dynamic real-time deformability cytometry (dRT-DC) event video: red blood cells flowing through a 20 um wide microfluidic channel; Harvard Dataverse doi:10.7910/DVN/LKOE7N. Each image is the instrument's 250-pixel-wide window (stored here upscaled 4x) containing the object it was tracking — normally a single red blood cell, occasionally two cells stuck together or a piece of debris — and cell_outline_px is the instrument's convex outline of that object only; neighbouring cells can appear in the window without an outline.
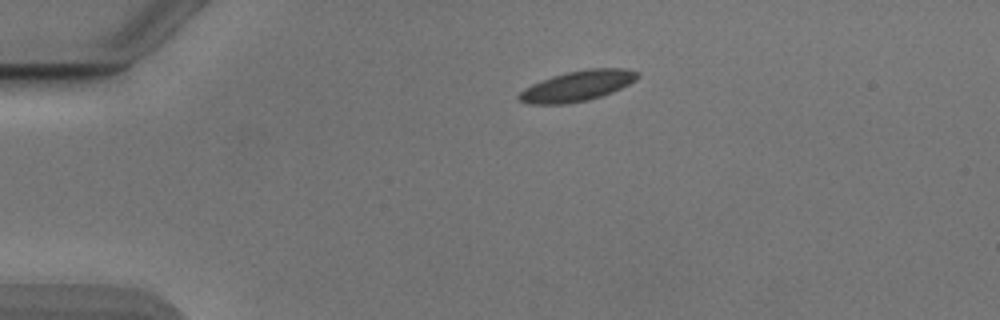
{"species": "Egyptian fruit bat (a non-hibernating species)", "species_latin": "Rousettus aegyptiacus", "temperature_condition": "cold", "stored_images_in_passage": 43, "camera_frame_rate_fps": 3000, "um_per_image_px": 0.085, "animal": {"sex": "male"}, "frame": {"image": 1, "passage_image": 1, "time_ms": 0.0, "image_size_px": [1000, 320], "cell_outline_px": [[640, 76], [636, 80], [612, 92], [588, 100], [564, 104], [532, 104], [520, 100], [516, 96], [524, 88], [532, 84], [552, 76], [568, 72], [588, 68], [628, 68], [640, 72]], "centroid_in_image_um": [49.11, 7.29], "position_along_channel_um": 35.9, "area_um2": 20.98}}
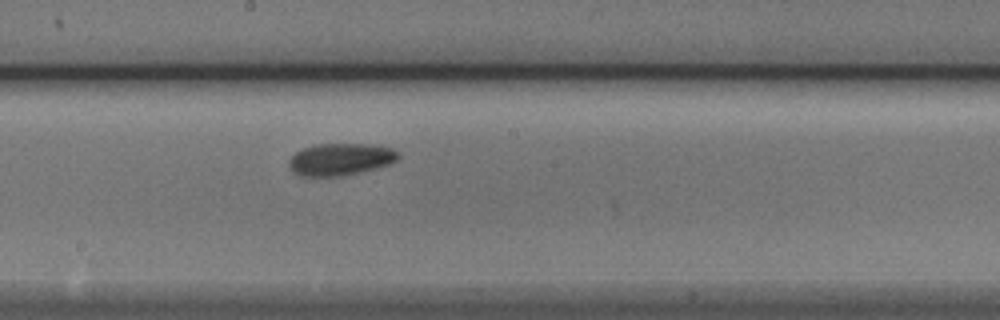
{"frame": {"image": 2, "passage_image": 19, "time_ms": 6.0, "image_size_px": [1000, 320], "cell_outline_px": [[400, 156], [392, 164], [344, 176], [300, 176], [288, 164], [288, 160], [296, 152], [304, 148], [316, 144], [368, 144], [392, 148], [400, 152]], "centroid_in_image_um": [28.98, 13.54], "position_along_channel_um": 219.2, "area_um2": 20.46}}
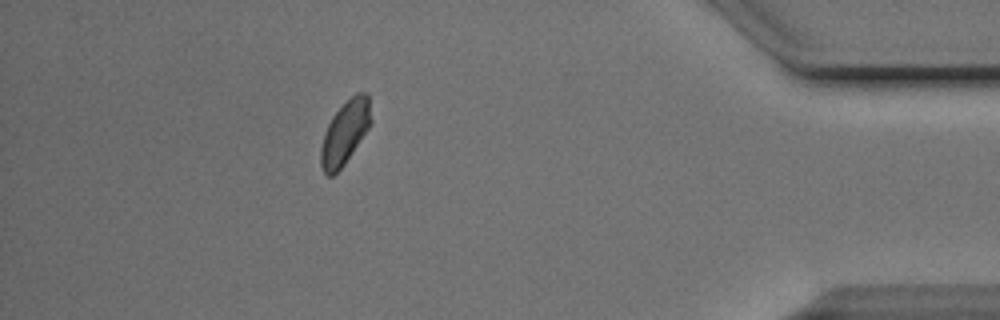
{"frame": {"image": 3, "passage_image": 37, "time_ms": 12.0, "image_size_px": [1000, 320], "cell_outline_px": [[372, 120], [368, 128], [344, 164], [332, 176], [328, 176], [324, 172], [320, 164], [320, 148], [324, 132], [332, 116], [356, 92], [368, 92]], "centroid_in_image_um": [29.31, 11.25], "position_along_channel_um": 405.9, "area_um2": 18.32}, "authors_computed_cell_mechanics": {"area_um2": 20.0566, "velocity_mm_per_s": 3.8561, "shape_relaxation_time_tau1_ms": 2.1616, "shape_relaxation_time_tau2_ms": 7.2701, "deformation_change_tau1": 0.0675, "deformation_change_tau2": 0.097}}